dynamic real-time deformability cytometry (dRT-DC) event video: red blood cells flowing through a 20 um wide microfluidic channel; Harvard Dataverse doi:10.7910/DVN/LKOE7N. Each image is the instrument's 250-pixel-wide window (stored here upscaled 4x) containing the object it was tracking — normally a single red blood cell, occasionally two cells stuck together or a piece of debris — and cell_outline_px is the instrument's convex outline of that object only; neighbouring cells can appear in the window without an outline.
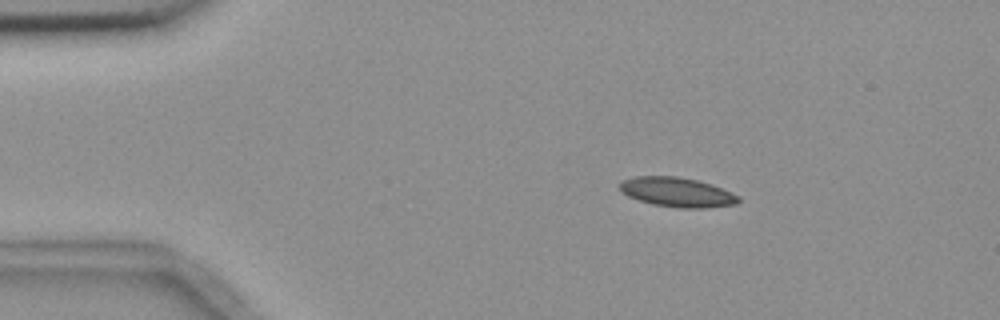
{"species": "common noctule bat (a hibernating species)", "species_latin": "Nyctalus noctula", "temperature_condition": "room temperature", "stored_images_in_passage": 3, "camera_frame_rate_fps": 3000, "um_per_image_px": 0.085, "animal": {"sex": "female", "body_mass_g": 18.4}, "frame": {"image": 1, "passage_image": 1, "time_ms": 0.0, "image_size_px": [1000, 320], "cell_outline_px": [[740, 200], [736, 204], [700, 208], [680, 208], [652, 204], [628, 196], [620, 192], [620, 184], [624, 180], [636, 176], [676, 176], [696, 180], [712, 184], [732, 192], [740, 196]], "centroid_in_image_um": [57.57, 16.33], "position_along_channel_um": 27.4, "area_um2": 20.35}}